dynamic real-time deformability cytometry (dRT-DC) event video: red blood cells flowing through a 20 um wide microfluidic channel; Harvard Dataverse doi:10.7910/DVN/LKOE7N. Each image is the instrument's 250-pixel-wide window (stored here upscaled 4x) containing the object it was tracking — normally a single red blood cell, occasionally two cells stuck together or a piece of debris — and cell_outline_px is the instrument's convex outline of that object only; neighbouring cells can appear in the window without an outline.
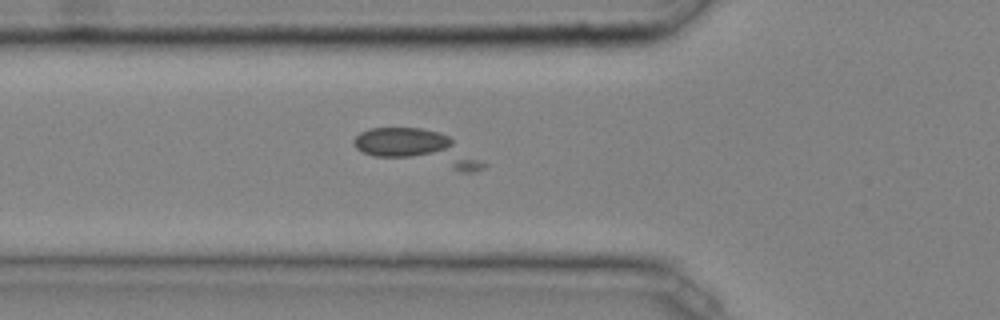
{"species": "common noctule bat (a hibernating species)", "species_latin": "Nyctalus noctula", "temperature_condition": "cold", "stored_images_in_passage": 46, "camera_frame_rate_fps": 3000, "um_per_image_px": 0.085, "animal": {"sex": "male", "body_mass_g": 20.4}, "frame": {"image": 1, "passage_image": 19, "time_ms": 6.0, "image_size_px": [1000, 320], "cell_outline_px": [[488, 164], [484, 168], [472, 172], [460, 172], [372, 156], [356, 148], [352, 144], [352, 140], [360, 132], [368, 128], [420, 128], [436, 132], [448, 136]], "centroid_in_image_um": [35.52, 12.62], "position_along_channel_um": 90.3, "area_um2": 27.05}}